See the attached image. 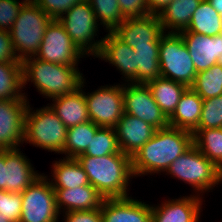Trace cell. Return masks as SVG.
I'll return each mask as SVG.
<instances>
[{
  "label": "cell",
  "instance_id": "39",
  "mask_svg": "<svg viewBox=\"0 0 222 222\" xmlns=\"http://www.w3.org/2000/svg\"><path fill=\"white\" fill-rule=\"evenodd\" d=\"M118 4L124 18L150 15L146 0H118Z\"/></svg>",
  "mask_w": 222,
  "mask_h": 222
},
{
  "label": "cell",
  "instance_id": "1",
  "mask_svg": "<svg viewBox=\"0 0 222 222\" xmlns=\"http://www.w3.org/2000/svg\"><path fill=\"white\" fill-rule=\"evenodd\" d=\"M192 145L191 131L172 126L156 130L153 137L131 157L134 178L164 174L170 164Z\"/></svg>",
  "mask_w": 222,
  "mask_h": 222
},
{
  "label": "cell",
  "instance_id": "32",
  "mask_svg": "<svg viewBox=\"0 0 222 222\" xmlns=\"http://www.w3.org/2000/svg\"><path fill=\"white\" fill-rule=\"evenodd\" d=\"M191 88L203 100L222 95V65L215 64L197 73Z\"/></svg>",
  "mask_w": 222,
  "mask_h": 222
},
{
  "label": "cell",
  "instance_id": "33",
  "mask_svg": "<svg viewBox=\"0 0 222 222\" xmlns=\"http://www.w3.org/2000/svg\"><path fill=\"white\" fill-rule=\"evenodd\" d=\"M90 3L99 26L105 32H114L125 20L120 10L118 0H87ZM100 21V23H99Z\"/></svg>",
  "mask_w": 222,
  "mask_h": 222
},
{
  "label": "cell",
  "instance_id": "38",
  "mask_svg": "<svg viewBox=\"0 0 222 222\" xmlns=\"http://www.w3.org/2000/svg\"><path fill=\"white\" fill-rule=\"evenodd\" d=\"M85 0H34V2L52 19H59L72 6Z\"/></svg>",
  "mask_w": 222,
  "mask_h": 222
},
{
  "label": "cell",
  "instance_id": "20",
  "mask_svg": "<svg viewBox=\"0 0 222 222\" xmlns=\"http://www.w3.org/2000/svg\"><path fill=\"white\" fill-rule=\"evenodd\" d=\"M115 130L120 151L132 157L157 129L135 116L123 113Z\"/></svg>",
  "mask_w": 222,
  "mask_h": 222
},
{
  "label": "cell",
  "instance_id": "21",
  "mask_svg": "<svg viewBox=\"0 0 222 222\" xmlns=\"http://www.w3.org/2000/svg\"><path fill=\"white\" fill-rule=\"evenodd\" d=\"M86 79L82 80L80 88L70 94L55 97L48 105L67 128L90 121L84 90Z\"/></svg>",
  "mask_w": 222,
  "mask_h": 222
},
{
  "label": "cell",
  "instance_id": "16",
  "mask_svg": "<svg viewBox=\"0 0 222 222\" xmlns=\"http://www.w3.org/2000/svg\"><path fill=\"white\" fill-rule=\"evenodd\" d=\"M135 51L121 41L113 32L103 37L99 54L95 57L116 67L124 83H136Z\"/></svg>",
  "mask_w": 222,
  "mask_h": 222
},
{
  "label": "cell",
  "instance_id": "26",
  "mask_svg": "<svg viewBox=\"0 0 222 222\" xmlns=\"http://www.w3.org/2000/svg\"><path fill=\"white\" fill-rule=\"evenodd\" d=\"M146 84L150 88L154 100L167 118L173 114L182 94L188 88L182 83L164 77H158Z\"/></svg>",
  "mask_w": 222,
  "mask_h": 222
},
{
  "label": "cell",
  "instance_id": "40",
  "mask_svg": "<svg viewBox=\"0 0 222 222\" xmlns=\"http://www.w3.org/2000/svg\"><path fill=\"white\" fill-rule=\"evenodd\" d=\"M62 222H102L101 208L63 213Z\"/></svg>",
  "mask_w": 222,
  "mask_h": 222
},
{
  "label": "cell",
  "instance_id": "13",
  "mask_svg": "<svg viewBox=\"0 0 222 222\" xmlns=\"http://www.w3.org/2000/svg\"><path fill=\"white\" fill-rule=\"evenodd\" d=\"M124 113L135 116L157 130L169 126L168 118L144 83H123Z\"/></svg>",
  "mask_w": 222,
  "mask_h": 222
},
{
  "label": "cell",
  "instance_id": "45",
  "mask_svg": "<svg viewBox=\"0 0 222 222\" xmlns=\"http://www.w3.org/2000/svg\"><path fill=\"white\" fill-rule=\"evenodd\" d=\"M26 2H34V0H25Z\"/></svg>",
  "mask_w": 222,
  "mask_h": 222
},
{
  "label": "cell",
  "instance_id": "10",
  "mask_svg": "<svg viewBox=\"0 0 222 222\" xmlns=\"http://www.w3.org/2000/svg\"><path fill=\"white\" fill-rule=\"evenodd\" d=\"M122 83V84H120ZM98 86L86 93V105L90 120L99 127L115 128L124 113L123 82Z\"/></svg>",
  "mask_w": 222,
  "mask_h": 222
},
{
  "label": "cell",
  "instance_id": "42",
  "mask_svg": "<svg viewBox=\"0 0 222 222\" xmlns=\"http://www.w3.org/2000/svg\"><path fill=\"white\" fill-rule=\"evenodd\" d=\"M173 0H146L149 13L159 15Z\"/></svg>",
  "mask_w": 222,
  "mask_h": 222
},
{
  "label": "cell",
  "instance_id": "4",
  "mask_svg": "<svg viewBox=\"0 0 222 222\" xmlns=\"http://www.w3.org/2000/svg\"><path fill=\"white\" fill-rule=\"evenodd\" d=\"M165 175L188 184L193 188L192 193L200 197L222 184V171L194 144L170 164Z\"/></svg>",
  "mask_w": 222,
  "mask_h": 222
},
{
  "label": "cell",
  "instance_id": "37",
  "mask_svg": "<svg viewBox=\"0 0 222 222\" xmlns=\"http://www.w3.org/2000/svg\"><path fill=\"white\" fill-rule=\"evenodd\" d=\"M25 0H0V29L9 31L18 17Z\"/></svg>",
  "mask_w": 222,
  "mask_h": 222
},
{
  "label": "cell",
  "instance_id": "15",
  "mask_svg": "<svg viewBox=\"0 0 222 222\" xmlns=\"http://www.w3.org/2000/svg\"><path fill=\"white\" fill-rule=\"evenodd\" d=\"M203 198L195 194L151 204L152 222H201Z\"/></svg>",
  "mask_w": 222,
  "mask_h": 222
},
{
  "label": "cell",
  "instance_id": "31",
  "mask_svg": "<svg viewBox=\"0 0 222 222\" xmlns=\"http://www.w3.org/2000/svg\"><path fill=\"white\" fill-rule=\"evenodd\" d=\"M193 144L222 171V128L195 129Z\"/></svg>",
  "mask_w": 222,
  "mask_h": 222
},
{
  "label": "cell",
  "instance_id": "23",
  "mask_svg": "<svg viewBox=\"0 0 222 222\" xmlns=\"http://www.w3.org/2000/svg\"><path fill=\"white\" fill-rule=\"evenodd\" d=\"M203 99L188 87L182 94L173 114L168 118L169 126L193 132L199 124Z\"/></svg>",
  "mask_w": 222,
  "mask_h": 222
},
{
  "label": "cell",
  "instance_id": "41",
  "mask_svg": "<svg viewBox=\"0 0 222 222\" xmlns=\"http://www.w3.org/2000/svg\"><path fill=\"white\" fill-rule=\"evenodd\" d=\"M19 61L14 53L8 31L0 29V62Z\"/></svg>",
  "mask_w": 222,
  "mask_h": 222
},
{
  "label": "cell",
  "instance_id": "5",
  "mask_svg": "<svg viewBox=\"0 0 222 222\" xmlns=\"http://www.w3.org/2000/svg\"><path fill=\"white\" fill-rule=\"evenodd\" d=\"M52 20L35 2H26L23 5L13 27L8 31L19 61L35 57Z\"/></svg>",
  "mask_w": 222,
  "mask_h": 222
},
{
  "label": "cell",
  "instance_id": "44",
  "mask_svg": "<svg viewBox=\"0 0 222 222\" xmlns=\"http://www.w3.org/2000/svg\"><path fill=\"white\" fill-rule=\"evenodd\" d=\"M0 222H11V221L9 220L8 217H5L0 213Z\"/></svg>",
  "mask_w": 222,
  "mask_h": 222
},
{
  "label": "cell",
  "instance_id": "19",
  "mask_svg": "<svg viewBox=\"0 0 222 222\" xmlns=\"http://www.w3.org/2000/svg\"><path fill=\"white\" fill-rule=\"evenodd\" d=\"M113 33L134 48L150 45L163 33V29L159 16L150 14L144 17L125 18Z\"/></svg>",
  "mask_w": 222,
  "mask_h": 222
},
{
  "label": "cell",
  "instance_id": "35",
  "mask_svg": "<svg viewBox=\"0 0 222 222\" xmlns=\"http://www.w3.org/2000/svg\"><path fill=\"white\" fill-rule=\"evenodd\" d=\"M222 128V95L203 100L201 118L196 129Z\"/></svg>",
  "mask_w": 222,
  "mask_h": 222
},
{
  "label": "cell",
  "instance_id": "12",
  "mask_svg": "<svg viewBox=\"0 0 222 222\" xmlns=\"http://www.w3.org/2000/svg\"><path fill=\"white\" fill-rule=\"evenodd\" d=\"M20 150H0V190L21 193L43 174Z\"/></svg>",
  "mask_w": 222,
  "mask_h": 222
},
{
  "label": "cell",
  "instance_id": "34",
  "mask_svg": "<svg viewBox=\"0 0 222 222\" xmlns=\"http://www.w3.org/2000/svg\"><path fill=\"white\" fill-rule=\"evenodd\" d=\"M121 153L115 128L99 127L90 141L84 155L100 157L109 154Z\"/></svg>",
  "mask_w": 222,
  "mask_h": 222
},
{
  "label": "cell",
  "instance_id": "43",
  "mask_svg": "<svg viewBox=\"0 0 222 222\" xmlns=\"http://www.w3.org/2000/svg\"><path fill=\"white\" fill-rule=\"evenodd\" d=\"M212 7L222 16V0H207Z\"/></svg>",
  "mask_w": 222,
  "mask_h": 222
},
{
  "label": "cell",
  "instance_id": "30",
  "mask_svg": "<svg viewBox=\"0 0 222 222\" xmlns=\"http://www.w3.org/2000/svg\"><path fill=\"white\" fill-rule=\"evenodd\" d=\"M99 126L91 120L67 129V136L62 154L65 158H77L84 154Z\"/></svg>",
  "mask_w": 222,
  "mask_h": 222
},
{
  "label": "cell",
  "instance_id": "29",
  "mask_svg": "<svg viewBox=\"0 0 222 222\" xmlns=\"http://www.w3.org/2000/svg\"><path fill=\"white\" fill-rule=\"evenodd\" d=\"M22 89H24L22 62H0V99L26 98L28 95Z\"/></svg>",
  "mask_w": 222,
  "mask_h": 222
},
{
  "label": "cell",
  "instance_id": "22",
  "mask_svg": "<svg viewBox=\"0 0 222 222\" xmlns=\"http://www.w3.org/2000/svg\"><path fill=\"white\" fill-rule=\"evenodd\" d=\"M54 190L60 215L70 211L99 209L104 201V197L91 184Z\"/></svg>",
  "mask_w": 222,
  "mask_h": 222
},
{
  "label": "cell",
  "instance_id": "8",
  "mask_svg": "<svg viewBox=\"0 0 222 222\" xmlns=\"http://www.w3.org/2000/svg\"><path fill=\"white\" fill-rule=\"evenodd\" d=\"M161 77L191 87L197 72L180 33L161 34L159 43Z\"/></svg>",
  "mask_w": 222,
  "mask_h": 222
},
{
  "label": "cell",
  "instance_id": "7",
  "mask_svg": "<svg viewBox=\"0 0 222 222\" xmlns=\"http://www.w3.org/2000/svg\"><path fill=\"white\" fill-rule=\"evenodd\" d=\"M73 43L87 57L99 54L103 37L99 38V26L90 3L85 0L72 6L58 19Z\"/></svg>",
  "mask_w": 222,
  "mask_h": 222
},
{
  "label": "cell",
  "instance_id": "14",
  "mask_svg": "<svg viewBox=\"0 0 222 222\" xmlns=\"http://www.w3.org/2000/svg\"><path fill=\"white\" fill-rule=\"evenodd\" d=\"M29 99H0V150L23 146L24 120Z\"/></svg>",
  "mask_w": 222,
  "mask_h": 222
},
{
  "label": "cell",
  "instance_id": "25",
  "mask_svg": "<svg viewBox=\"0 0 222 222\" xmlns=\"http://www.w3.org/2000/svg\"><path fill=\"white\" fill-rule=\"evenodd\" d=\"M202 0H173L158 15L163 32L180 33L187 29Z\"/></svg>",
  "mask_w": 222,
  "mask_h": 222
},
{
  "label": "cell",
  "instance_id": "6",
  "mask_svg": "<svg viewBox=\"0 0 222 222\" xmlns=\"http://www.w3.org/2000/svg\"><path fill=\"white\" fill-rule=\"evenodd\" d=\"M33 109L29 104L25 113L23 144L62 154L68 128L48 104Z\"/></svg>",
  "mask_w": 222,
  "mask_h": 222
},
{
  "label": "cell",
  "instance_id": "18",
  "mask_svg": "<svg viewBox=\"0 0 222 222\" xmlns=\"http://www.w3.org/2000/svg\"><path fill=\"white\" fill-rule=\"evenodd\" d=\"M131 196L104 199L102 222H152L151 204Z\"/></svg>",
  "mask_w": 222,
  "mask_h": 222
},
{
  "label": "cell",
  "instance_id": "27",
  "mask_svg": "<svg viewBox=\"0 0 222 222\" xmlns=\"http://www.w3.org/2000/svg\"><path fill=\"white\" fill-rule=\"evenodd\" d=\"M161 35L150 45L135 46L136 83H144L161 77L159 43Z\"/></svg>",
  "mask_w": 222,
  "mask_h": 222
},
{
  "label": "cell",
  "instance_id": "2",
  "mask_svg": "<svg viewBox=\"0 0 222 222\" xmlns=\"http://www.w3.org/2000/svg\"><path fill=\"white\" fill-rule=\"evenodd\" d=\"M76 159L104 199L129 197L128 186L134 178L130 156L122 152L100 157L81 154Z\"/></svg>",
  "mask_w": 222,
  "mask_h": 222
},
{
  "label": "cell",
  "instance_id": "17",
  "mask_svg": "<svg viewBox=\"0 0 222 222\" xmlns=\"http://www.w3.org/2000/svg\"><path fill=\"white\" fill-rule=\"evenodd\" d=\"M197 73L215 64L222 65V34L206 36L193 32H180Z\"/></svg>",
  "mask_w": 222,
  "mask_h": 222
},
{
  "label": "cell",
  "instance_id": "3",
  "mask_svg": "<svg viewBox=\"0 0 222 222\" xmlns=\"http://www.w3.org/2000/svg\"><path fill=\"white\" fill-rule=\"evenodd\" d=\"M23 88L31 82L49 100L75 92L85 76L77 66H66L30 57L22 62Z\"/></svg>",
  "mask_w": 222,
  "mask_h": 222
},
{
  "label": "cell",
  "instance_id": "24",
  "mask_svg": "<svg viewBox=\"0 0 222 222\" xmlns=\"http://www.w3.org/2000/svg\"><path fill=\"white\" fill-rule=\"evenodd\" d=\"M62 158L59 161L53 160L50 167L52 175H49V178L45 175L53 189H71L90 184L86 172L76 158Z\"/></svg>",
  "mask_w": 222,
  "mask_h": 222
},
{
  "label": "cell",
  "instance_id": "9",
  "mask_svg": "<svg viewBox=\"0 0 222 222\" xmlns=\"http://www.w3.org/2000/svg\"><path fill=\"white\" fill-rule=\"evenodd\" d=\"M22 212L19 222H59L56 193L43 173L21 192Z\"/></svg>",
  "mask_w": 222,
  "mask_h": 222
},
{
  "label": "cell",
  "instance_id": "36",
  "mask_svg": "<svg viewBox=\"0 0 222 222\" xmlns=\"http://www.w3.org/2000/svg\"><path fill=\"white\" fill-rule=\"evenodd\" d=\"M21 193L0 190V213L11 222H19L22 212Z\"/></svg>",
  "mask_w": 222,
  "mask_h": 222
},
{
  "label": "cell",
  "instance_id": "11",
  "mask_svg": "<svg viewBox=\"0 0 222 222\" xmlns=\"http://www.w3.org/2000/svg\"><path fill=\"white\" fill-rule=\"evenodd\" d=\"M86 57L73 43L57 19H53L49 23L40 48L35 55V58L39 60L66 66H78L81 58Z\"/></svg>",
  "mask_w": 222,
  "mask_h": 222
},
{
  "label": "cell",
  "instance_id": "28",
  "mask_svg": "<svg viewBox=\"0 0 222 222\" xmlns=\"http://www.w3.org/2000/svg\"><path fill=\"white\" fill-rule=\"evenodd\" d=\"M182 32H193L206 36L222 33V16L207 0H202L192 15L189 26Z\"/></svg>",
  "mask_w": 222,
  "mask_h": 222
}]
</instances>
